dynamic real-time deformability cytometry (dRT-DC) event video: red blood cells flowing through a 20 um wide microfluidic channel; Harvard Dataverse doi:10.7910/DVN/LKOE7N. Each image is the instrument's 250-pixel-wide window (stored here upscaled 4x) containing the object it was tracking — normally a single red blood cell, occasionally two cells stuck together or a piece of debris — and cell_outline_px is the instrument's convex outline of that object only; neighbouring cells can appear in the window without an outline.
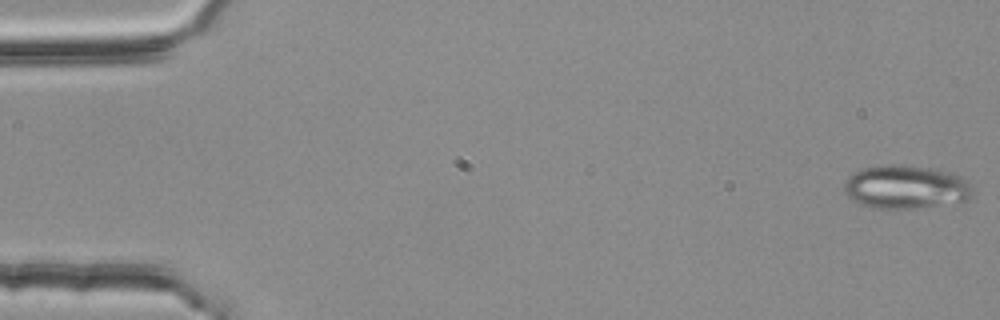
{"species": "common noctule bat (a hibernating species)", "species_latin": "Nyctalus noctula", "temperature_condition": "room temperature", "stored_images_in_passage": 54, "camera_frame_rate_fps": 3000, "um_per_image_px": 0.085, "animal": {"sex": "female", "body_mass_g": 25.1}, "frame": {"image": 1, "passage_image": 1, "time_ms": 0.0, "image_size_px": [1000, 320], "cell_outline_px": [[976, 192], [968, 200], [916, 208], [872, 208], [860, 204], [852, 200], [844, 192], [844, 184], [860, 168], [876, 164], [904, 164], [936, 168], [952, 172], [960, 176]], "centroid_in_image_um": [77.0, 15.87], "position_along_channel_um": 8.0, "area_um2": 32.89}}
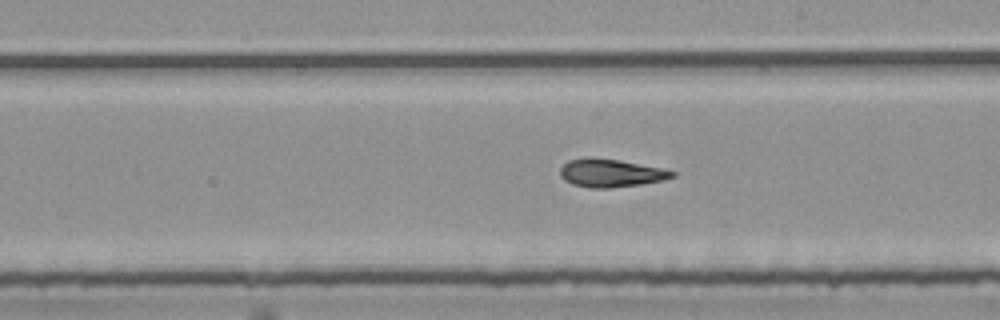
{"frame": {"image": 2, "passage_image": 31, "time_ms": 10.0, "image_size_px": [1000, 320], "cell_outline_px": [[676, 176], [664, 180], [640, 184], [608, 188], [588, 188], [572, 184], [564, 180], [560, 176], [560, 168], [568, 160], [584, 156], [592, 156], [620, 160], [660, 168], [676, 172]], "centroid_in_image_um": [51.86, 14.69], "position_along_channel_um": 237.1, "area_um2": 18.55}}
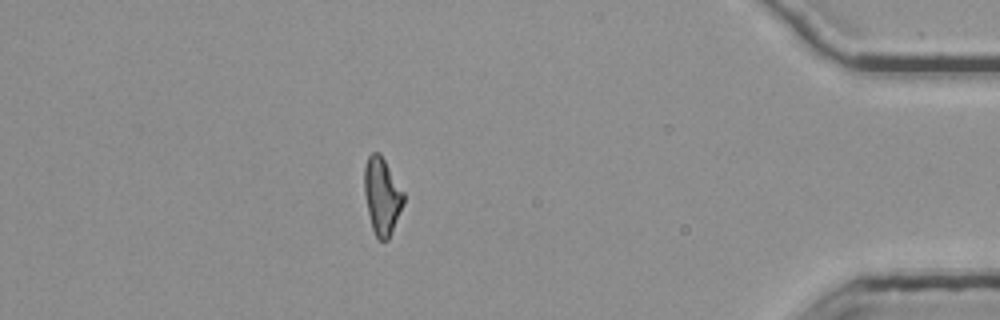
{"frame": {"image": 3, "passage_image": 48, "time_ms": 15.667, "image_size_px": [1000, 320], "cell_outline_px": [[404, 204], [388, 240], [380, 240], [376, 236], [372, 228], [364, 196], [364, 168], [368, 156], [372, 152], [380, 152], [404, 192]], "centroid_in_image_um": [32.47, 16.64], "position_along_channel_um": 402.7, "area_um2": 17.63}, "authors_computed_cell_mechanics": {"area_um2": 18.5827, "velocity_mm_per_s": 3.7737, "shape_relaxation_time_tau1_ms": 7.1813, "shape_relaxation_time_tau2_ms": 3.9563, "deformation_change_tau1": 0.1626, "deformation_change_tau2": 0.1215}}